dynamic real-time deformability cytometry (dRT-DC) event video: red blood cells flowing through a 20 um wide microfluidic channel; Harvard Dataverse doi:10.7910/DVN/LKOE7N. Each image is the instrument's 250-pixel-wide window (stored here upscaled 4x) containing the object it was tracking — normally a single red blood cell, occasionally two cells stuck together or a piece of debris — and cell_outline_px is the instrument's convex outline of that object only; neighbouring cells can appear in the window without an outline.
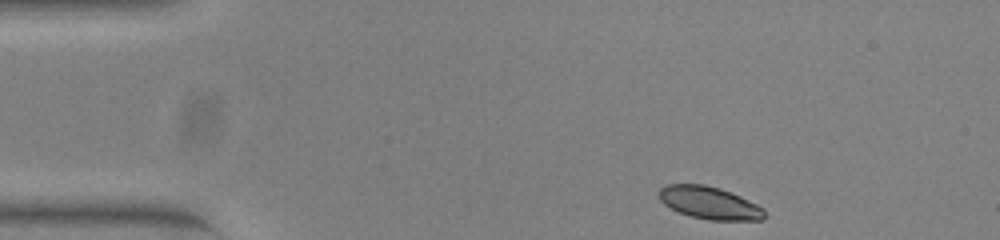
{"species": "common noctule bat (a hibernating species)", "species_latin": "Nyctalus noctula", "temperature_condition": "warm", "stored_images_in_passage": 46, "camera_frame_rate_fps": 3000, "um_per_image_px": 0.085, "animal": {"sex": "female", "body_mass_g": 23.0, "forearm_length_mm": 53.4}, "frame": {"image": 1, "passage_image": 1, "time_ms": 0.0, "image_size_px": [1000, 240], "cell_outline_px": [[764, 220], [708, 220], [692, 216], [680, 212], [664, 204], [660, 200], [656, 192], [664, 184], [704, 184], [720, 188], [740, 196], [764, 208]], "centroid_in_image_um": [60.27, 17.23], "position_along_channel_um": 24.7, "area_um2": 20.0}}
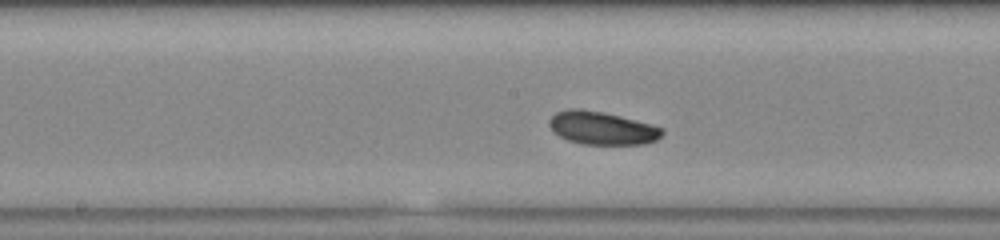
{"frame": {"image": 2, "passage_image": 20, "time_ms": 6.333, "image_size_px": [1000, 240], "cell_outline_px": [[664, 132], [656, 140], [644, 144], [580, 144], [568, 140], [560, 136], [548, 124], [548, 120], [556, 112], [568, 108], [580, 108], [604, 112], [620, 116], [664, 128]], "centroid_in_image_um": [51.15, 10.88], "position_along_channel_um": 197.0, "area_um2": 21.68}}
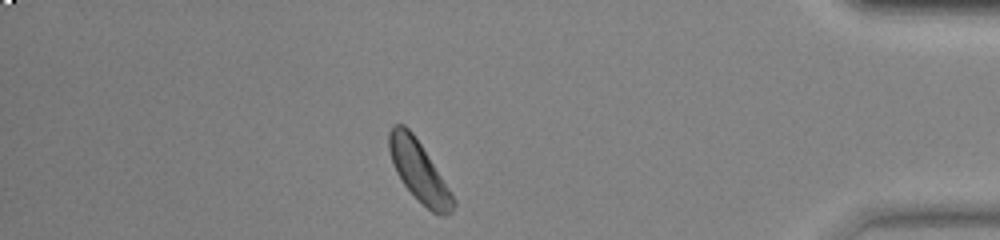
{"frame": {"image": 3, "passage_image": 39, "time_ms": 12.667, "image_size_px": [1000, 240], "cell_outline_px": [[456, 204], [452, 212], [448, 216], [444, 216], [432, 212], [404, 184], [396, 172], [388, 148], [388, 132], [396, 124], [404, 124], [412, 132], [420, 144], [456, 200]], "centroid_in_image_um": [35.61, 14.56], "position_along_channel_um": 399.6, "area_um2": 21.91}, "authors_computed_cell_mechanics": {"area_um2": 21.7617, "velocity_mm_per_s": 3.8527, "shape_relaxation_time_tau1_ms": 1.1298, "shape_relaxation_time_tau2_ms": 4.4819, "deformation_change_tau1": 0.0636, "deformation_change_tau2": 0.1032}}